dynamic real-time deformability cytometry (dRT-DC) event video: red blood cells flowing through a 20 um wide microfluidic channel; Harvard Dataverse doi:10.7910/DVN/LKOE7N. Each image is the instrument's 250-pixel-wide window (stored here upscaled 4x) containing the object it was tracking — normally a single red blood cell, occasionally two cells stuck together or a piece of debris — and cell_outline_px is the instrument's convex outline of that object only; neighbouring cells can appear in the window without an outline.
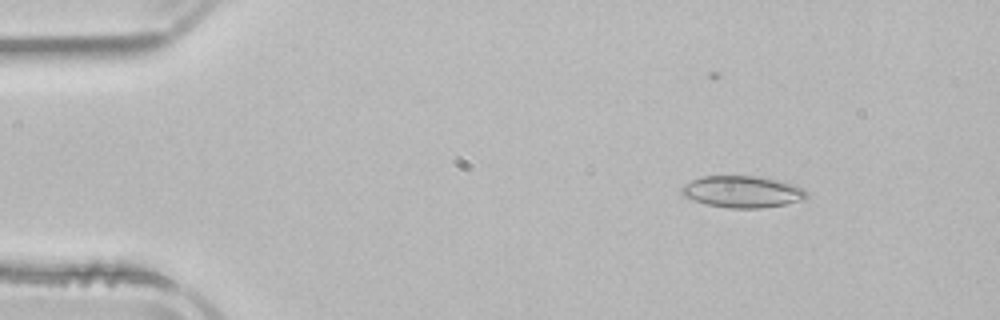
{"species": "common noctule bat (a hibernating species)", "species_latin": "Nyctalus noctula", "temperature_condition": "room temperature", "stored_images_in_passage": 51, "camera_frame_rate_fps": 3000, "um_per_image_px": 0.085, "animal": {"sex": "male", "body_mass_g": 21.5, "forearm_length_mm": 52.0}, "frame": {"image": 1, "passage_image": 6, "time_ms": 1.667, "image_size_px": [1000, 320], "cell_outline_px": [[808, 196], [804, 200], [784, 204], [760, 208], [728, 208], [708, 204], [684, 196], [680, 192], [680, 188], [684, 184], [692, 180], [704, 176], [756, 176], [776, 180], [792, 184], [804, 188], [808, 192]], "centroid_in_image_um": [63.12, 16.29], "position_along_channel_um": 21.9, "area_um2": 22.95}}
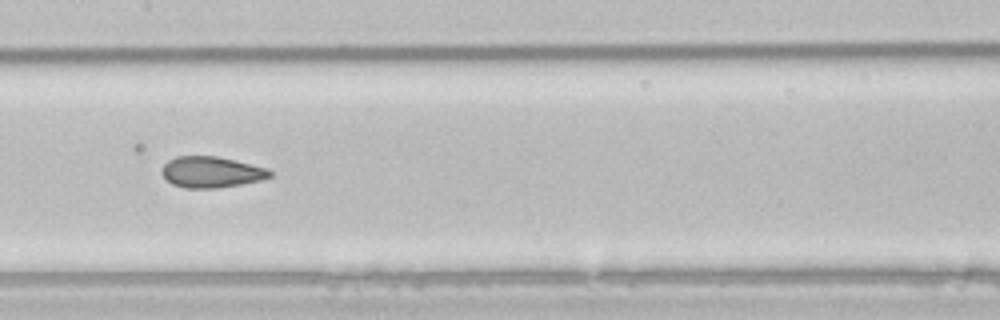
{"frame": {"image": 2, "passage_image": 25, "time_ms": 8.0, "image_size_px": [1000, 320], "cell_outline_px": [[272, 176], [260, 180], [240, 184], [216, 188], [184, 188], [172, 184], [160, 172], [164, 164], [168, 160], [176, 156], [216, 156], [268, 168], [272, 172]], "centroid_in_image_um": [17.94, 14.62], "position_along_channel_um": 189.5, "area_um2": 19.48}}
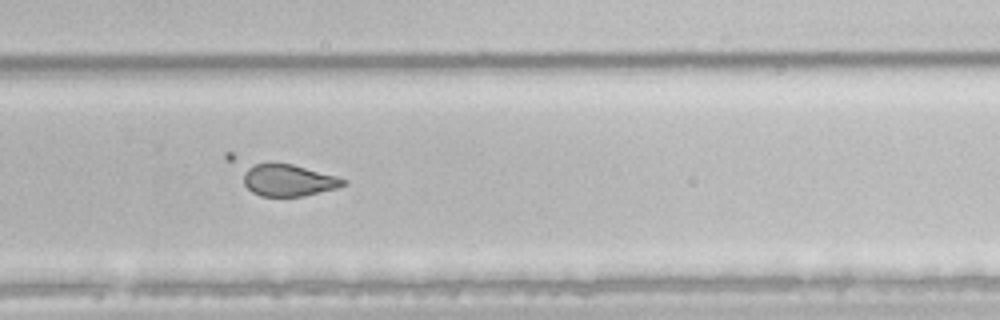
{"frame": {"image": 3, "passage_image": 34, "time_ms": 11.0, "image_size_px": [1000, 320], "cell_outline_px": [[348, 184], [336, 188], [304, 196], [260, 196], [252, 192], [244, 184], [224, 156], [224, 152], [232, 152], [292, 164], [336, 176], [348, 180]], "centroid_in_image_um": [23.84, 15.04], "position_along_channel_um": 306.0, "area_um2": 22.72}}